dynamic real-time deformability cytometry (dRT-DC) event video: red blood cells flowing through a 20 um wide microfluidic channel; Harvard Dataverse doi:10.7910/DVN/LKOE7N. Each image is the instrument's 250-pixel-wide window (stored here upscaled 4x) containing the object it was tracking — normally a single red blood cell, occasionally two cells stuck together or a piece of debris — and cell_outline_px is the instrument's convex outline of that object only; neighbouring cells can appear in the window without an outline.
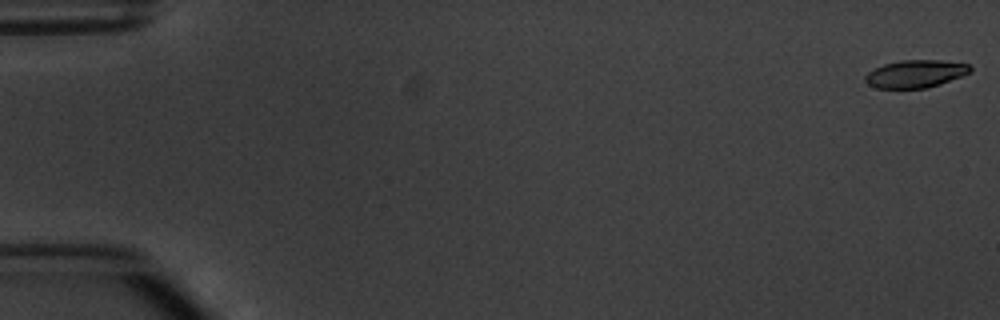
{"species": "common noctule bat (a hibernating species)", "species_latin": "Nyctalus noctula", "temperature_condition": "warm", "stored_images_in_passage": 10, "camera_frame_rate_fps": 3000, "um_per_image_px": 0.085, "animal": {"sex": "male", "body_mass_g": 20.1, "forearm_length_mm": 53.5}, "frame": {"image": 1, "passage_image": 1, "time_ms": 0.0, "image_size_px": [1000, 320], "cell_outline_px": [[972, 72], [940, 84], [928, 88], [876, 88], [868, 84], [864, 80], [864, 76], [868, 72], [884, 64], [900, 60], [940, 60], [968, 64], [972, 68]], "centroid_in_image_um": [77.82, 6.27], "position_along_channel_um": 7.2, "area_um2": 16.94}}
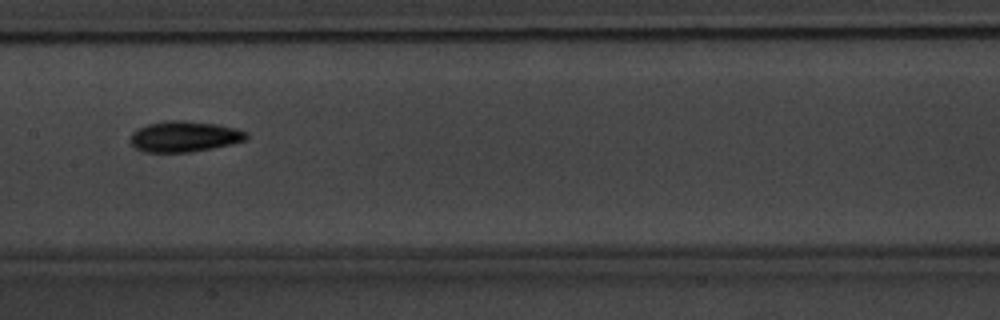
{"frame": {"image": 2, "passage_image": 8, "time_ms": 9.0, "image_size_px": [1000, 320], "cell_outline_px": [[248, 140], [232, 144], [212, 148], [188, 152], [144, 152], [136, 148], [128, 140], [132, 132], [148, 124], [164, 120], [180, 120], [216, 124], [236, 128], [248, 132]], "centroid_in_image_um": [15.68, 11.6], "position_along_channel_um": 191.7, "area_um2": 20.92}}
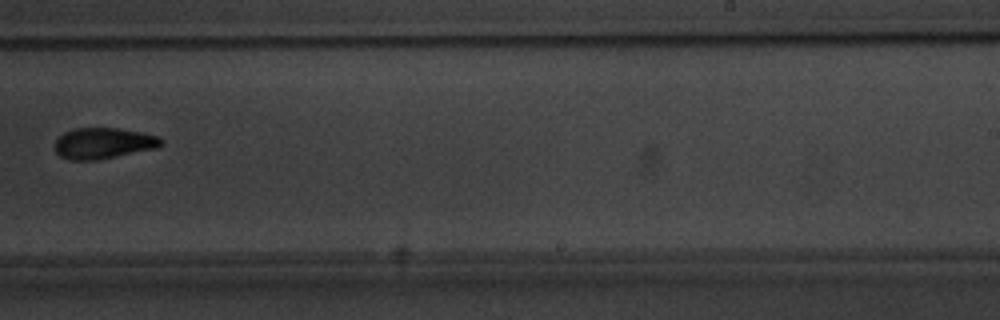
{"frame": {"image": 3, "passage_image": 10, "time_ms": 11.333, "image_size_px": [1000, 320], "cell_outline_px": [[164, 144], [160, 148], [100, 160], [72, 160], [60, 156], [56, 152], [52, 144], [64, 132], [72, 128], [116, 128], [144, 132], [160, 136], [164, 140]], "centroid_in_image_um": [8.84, 12.18], "position_along_channel_um": 280.2, "area_um2": 19.83}}